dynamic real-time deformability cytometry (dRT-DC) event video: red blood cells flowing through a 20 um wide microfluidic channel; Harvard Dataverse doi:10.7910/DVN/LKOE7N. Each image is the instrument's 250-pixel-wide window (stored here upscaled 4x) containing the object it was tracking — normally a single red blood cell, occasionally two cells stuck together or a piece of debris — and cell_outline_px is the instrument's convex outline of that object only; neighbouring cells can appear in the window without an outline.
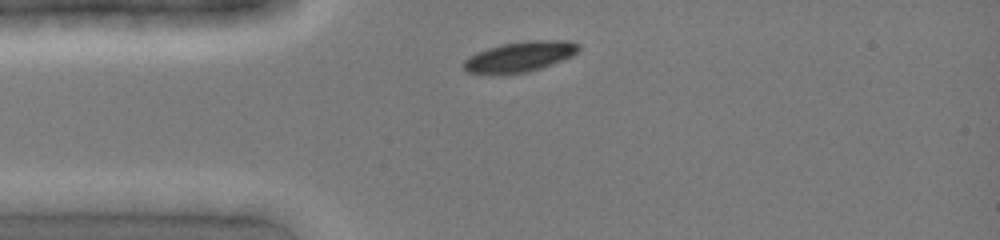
{"species": "common noctule bat (a hibernating species)", "species_latin": "Nyctalus noctula", "temperature_condition": "cold", "stored_images_in_passage": 3, "camera_frame_rate_fps": 3000, "um_per_image_px": 0.085, "animal": {"sex": "female", "body_mass_g": 19.0, "forearm_length_mm": 51.5}, "frame": {"image": 1, "passage_image": 1, "time_ms": 0.0, "image_size_px": [1000, 240], "cell_outline_px": [[580, 48], [572, 56], [552, 64], [528, 72], [496, 76], [488, 76], [468, 72], [460, 64], [468, 56], [488, 48], [504, 44], [528, 40], [568, 40], [580, 44]], "centroid_in_image_um": [44.13, 4.85], "position_along_channel_um": 40.9, "area_um2": 20.81}}